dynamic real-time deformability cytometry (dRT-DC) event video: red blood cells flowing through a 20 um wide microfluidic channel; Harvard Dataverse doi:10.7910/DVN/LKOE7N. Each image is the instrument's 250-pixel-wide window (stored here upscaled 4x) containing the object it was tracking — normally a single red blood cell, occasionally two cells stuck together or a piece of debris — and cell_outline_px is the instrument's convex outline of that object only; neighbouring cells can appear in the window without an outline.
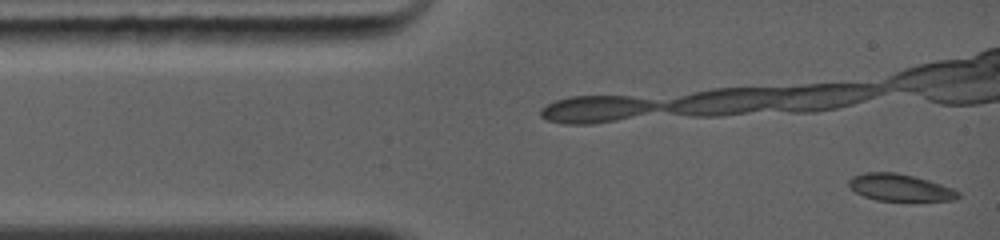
{"species": "common noctule bat (a hibernating species)", "species_latin": "Nyctalus noctula", "temperature_condition": "warm", "stored_images_in_passage": 3, "camera_frame_rate_fps": 5000, "um_per_image_px": 0.085, "animal": {"sex": "female", "body_mass_g": 19.0, "forearm_length_mm": 56.7}, "frame": {"image": 1, "passage_image": 1, "time_ms": 0.0, "image_size_px": [1000, 240], "cell_outline_px": [[960, 196], [956, 200], [876, 200], [864, 196], [856, 192], [848, 184], [848, 180], [852, 176], [864, 172], [896, 172], [928, 180], [952, 188], [960, 192]], "centroid_in_image_um": [76.48, 15.93], "position_along_channel_um": 8.5, "area_um2": 16.99}}